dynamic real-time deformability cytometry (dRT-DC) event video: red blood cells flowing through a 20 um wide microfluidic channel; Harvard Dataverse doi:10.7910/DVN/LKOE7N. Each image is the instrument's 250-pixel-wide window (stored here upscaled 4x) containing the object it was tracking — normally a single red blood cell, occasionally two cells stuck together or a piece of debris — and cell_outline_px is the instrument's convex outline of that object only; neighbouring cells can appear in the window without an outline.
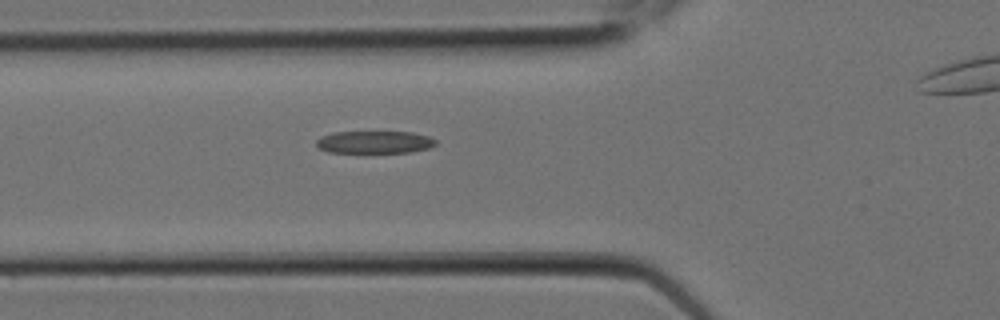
{"species": "Egyptian fruit bat (a non-hibernating species)", "species_latin": "Rousettus aegyptiacus", "temperature_condition": "room temperature", "stored_images_in_passage": 6, "camera_frame_rate_fps": 3000, "um_per_image_px": 0.085, "animal": {"sex": "female"}, "frame": {"image": 1, "passage_image": 5, "time_ms": 1.333, "image_size_px": [1000, 320], "cell_outline_px": [[436, 144], [428, 148], [408, 152], [328, 152], [320, 148], [316, 144], [316, 140], [320, 136], [332, 132], [412, 132], [428, 136], [436, 140]], "centroid_in_image_um": [31.81, 12.07], "position_along_channel_um": 94.0, "area_um2": 15.49}}